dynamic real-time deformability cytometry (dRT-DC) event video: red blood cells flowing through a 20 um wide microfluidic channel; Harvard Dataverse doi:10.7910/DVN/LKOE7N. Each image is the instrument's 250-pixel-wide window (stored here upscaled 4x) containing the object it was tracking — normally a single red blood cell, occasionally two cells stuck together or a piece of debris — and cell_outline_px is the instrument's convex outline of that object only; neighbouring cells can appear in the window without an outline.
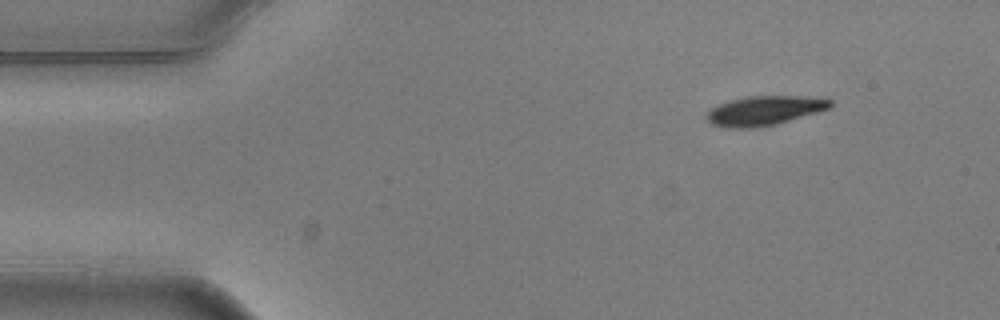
{"species": "common noctule bat (a hibernating species)", "species_latin": "Nyctalus noctula", "temperature_condition": "warm", "stored_images_in_passage": 7, "camera_frame_rate_fps": 3000, "um_per_image_px": 0.085, "animal": {"sex": "male", "body_mass_g": 20.5, "forearm_length_mm": 52.5}, "frame": {"image": 1, "passage_image": 1, "time_ms": 0.0, "image_size_px": [1000, 320], "cell_outline_px": [[832, 108], [776, 124], [752, 128], [732, 128], [712, 124], [704, 116], [712, 108], [728, 100], [748, 96], [800, 96], [832, 100]], "centroid_in_image_um": [64.97, 9.4], "position_along_channel_um": 20.0, "area_um2": 21.04}}
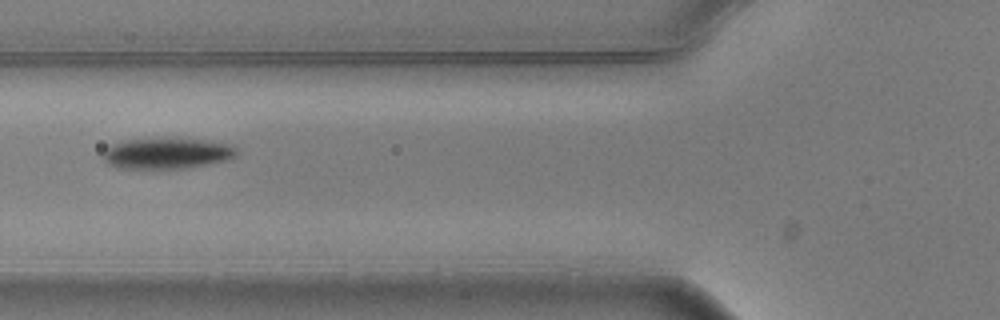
{"frame": {"image": 2, "passage_image": 5, "time_ms": 1.333, "image_size_px": [1000, 320], "cell_outline_px": [[236, 156], [228, 160], [188, 168], [116, 168], [108, 164], [100, 156], [104, 148], [112, 144], [128, 140], [176, 136], [204, 140], [228, 144], [236, 148]], "centroid_in_image_um": [14.15, 13.01], "position_along_channel_um": 111.7, "area_um2": 24.68}}
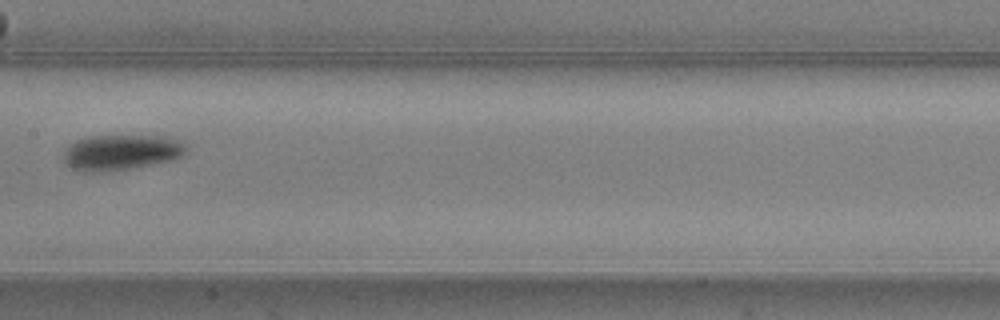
{"frame": {"image": 3, "passage_image": 7, "time_ms": 2.0, "image_size_px": [1000, 320], "cell_outline_px": [[188, 152], [184, 156], [176, 160], [128, 168], [96, 172], [84, 172], [72, 168], [64, 160], [64, 152], [68, 144], [84, 136], [160, 136], [176, 140], [184, 144], [188, 148]], "centroid_in_image_um": [10.31, 12.94], "position_along_channel_um": 197.1, "area_um2": 25.37}}